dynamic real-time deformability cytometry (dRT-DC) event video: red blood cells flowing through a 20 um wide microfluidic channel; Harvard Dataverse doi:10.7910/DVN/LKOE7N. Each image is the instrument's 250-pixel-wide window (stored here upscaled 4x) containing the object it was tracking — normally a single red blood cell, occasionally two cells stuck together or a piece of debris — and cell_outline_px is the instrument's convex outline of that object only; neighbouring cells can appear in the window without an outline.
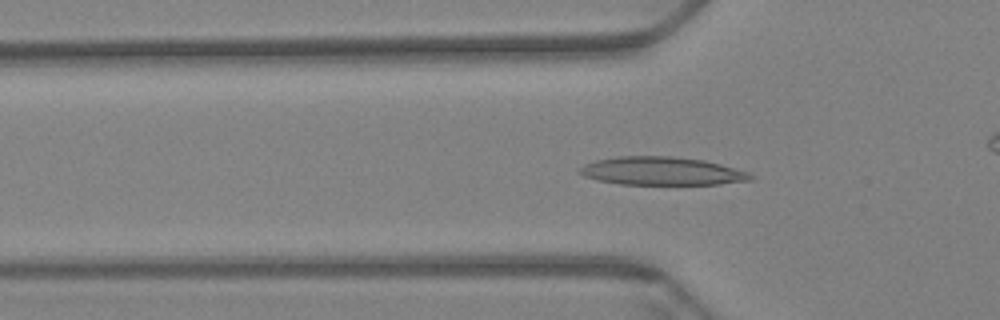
{"species": "Egyptian fruit bat (a non-hibernating species)", "species_latin": "Rousettus aegyptiacus", "temperature_condition": "warm", "stored_images_in_passage": 61, "camera_frame_rate_fps": 3000, "um_per_image_px": 0.085, "animal": {"sex": "female"}, "frame": {"image": 1, "passage_image": 20, "time_ms": 6.333, "image_size_px": [1000, 320], "cell_outline_px": [[752, 180], [720, 184], [620, 184], [596, 180], [584, 176], [576, 172], [584, 164], [596, 160], [616, 156], [672, 156], [704, 160], [720, 164], [748, 172], [752, 176]], "centroid_in_image_um": [56.2, 14.54], "position_along_channel_um": 69.6, "area_um2": 28.09}}
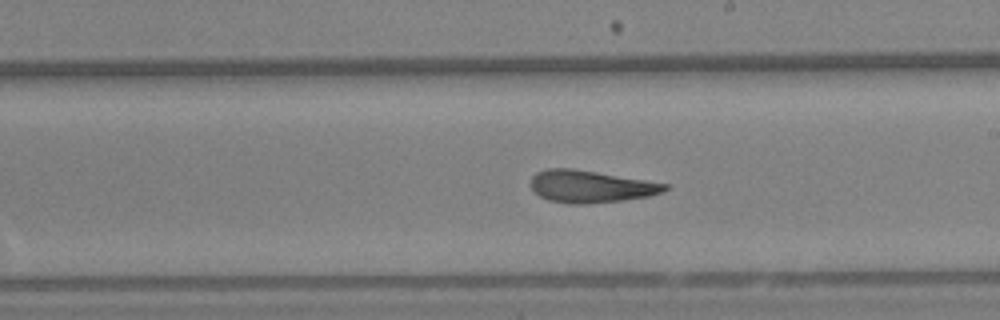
{"frame": {"image": 2, "passage_image": 35, "time_ms": 11.333, "image_size_px": [1000, 320], "cell_outline_px": [[668, 188], [664, 192], [648, 196], [624, 200], [588, 204], [568, 204], [548, 200], [540, 196], [532, 188], [532, 176], [536, 172], [548, 168], [572, 168], [668, 184]], "centroid_in_image_um": [50.19, 15.86], "position_along_channel_um": 238.8, "area_um2": 25.03}}
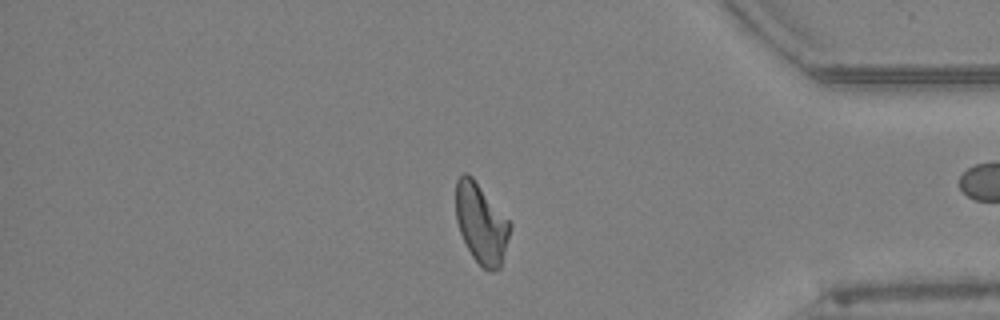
{"frame": {"image": 3, "passage_image": 51, "time_ms": 16.667, "image_size_px": [1000, 320], "cell_outline_px": [[512, 224], [500, 268], [492, 272], [484, 268], [472, 256], [460, 232], [456, 220], [456, 180], [464, 172], [468, 172], [472, 176]], "centroid_in_image_um": [40.89, 18.97], "position_along_channel_um": 394.3, "area_um2": 24.97}, "authors_computed_cell_mechanics": {"area_um2": 25.721, "velocity_mm_per_s": 3.3985, "shape_relaxation_time_tau1_ms": null, "shape_relaxation_time_tau2_ms": 3.4511, "deformation_change_tau1": null, "deformation_change_tau2": 0.1227}}